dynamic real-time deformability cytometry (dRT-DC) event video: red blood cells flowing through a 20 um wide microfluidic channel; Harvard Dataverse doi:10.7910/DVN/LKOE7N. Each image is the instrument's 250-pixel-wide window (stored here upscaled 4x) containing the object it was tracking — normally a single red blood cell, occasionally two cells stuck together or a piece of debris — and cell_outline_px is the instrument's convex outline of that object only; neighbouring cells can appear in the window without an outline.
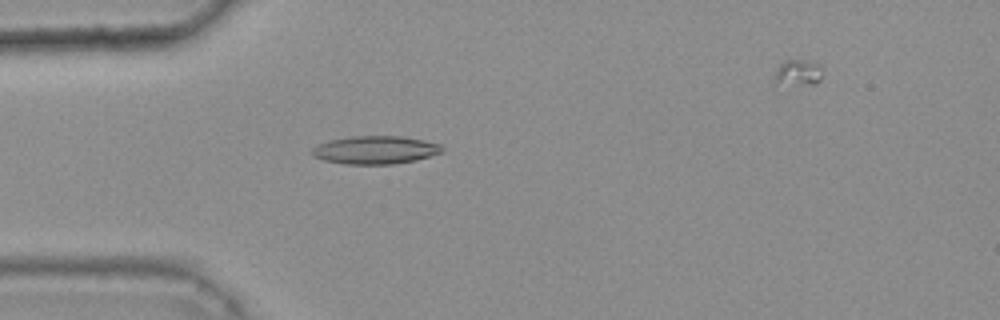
{"species": "common noctule bat (a hibernating species)", "species_latin": "Nyctalus noctula", "temperature_condition": "warm", "stored_images_in_passage": 46, "camera_frame_rate_fps": 3000, "um_per_image_px": 0.085, "animal": {"sex": "female", "body_mass_g": 25.1}, "frame": {"image": 1, "passage_image": 15, "time_ms": 4.667, "image_size_px": [1000, 320], "cell_outline_px": [[444, 152], [416, 160], [392, 164], [344, 164], [324, 160], [312, 156], [312, 148], [316, 144], [328, 140], [352, 136], [400, 136], [424, 140], [440, 144], [444, 148]], "centroid_in_image_um": [31.89, 12.74], "position_along_channel_um": 53.1, "area_um2": 21.44}}
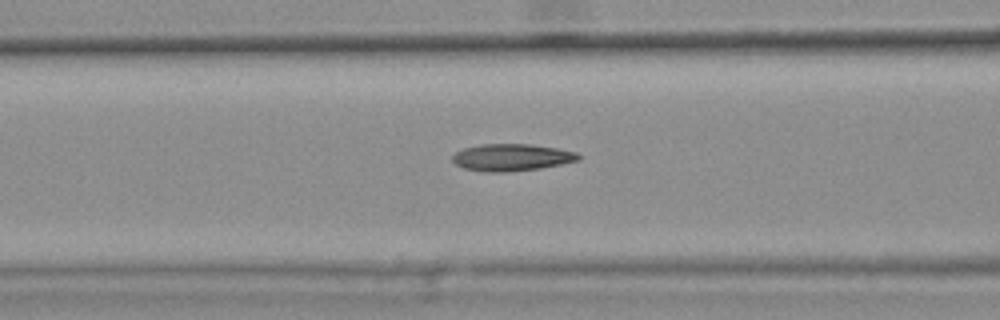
{"frame": {"image": 2, "passage_image": 21, "time_ms": 6.667, "image_size_px": [1000, 320], "cell_outline_px": [[580, 160], [540, 168], [504, 172], [484, 172], [464, 168], [456, 164], [452, 160], [452, 156], [456, 152], [464, 148], [480, 144], [532, 144], [556, 148], [576, 152], [580, 156]], "centroid_in_image_um": [43.47, 13.37], "position_along_channel_um": 123.1, "area_um2": 19.77}}
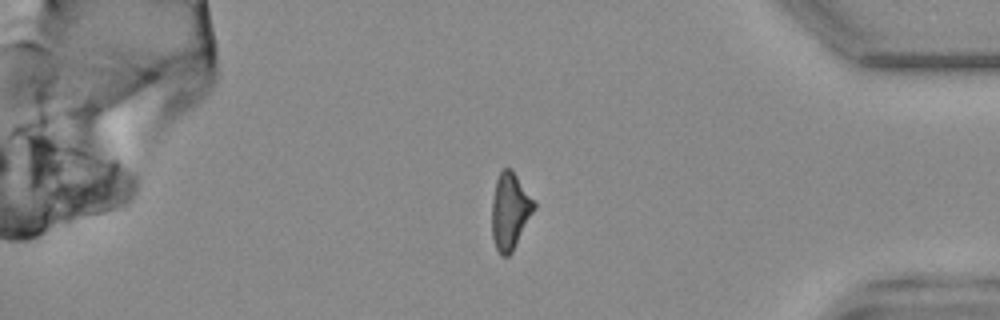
{"frame": {"image": 3, "passage_image": 44, "time_ms": 14.333, "image_size_px": [1000, 320], "cell_outline_px": [[536, 208], [512, 252], [508, 256], [500, 256], [496, 248], [492, 236], [492, 200], [496, 180], [500, 172], [504, 168], [512, 168], [536, 204]], "centroid_in_image_um": [43.35, 17.95], "position_along_channel_um": 391.9, "area_um2": 18.84}, "authors_computed_cell_mechanics": {"area_um2": 19.5364, "velocity_mm_per_s": 3.8323, "shape_relaxation_time_tau1_ms": null, "shape_relaxation_time_tau2_ms": 3.5526, "deformation_change_tau1": null, "deformation_change_tau2": 0.1399}}